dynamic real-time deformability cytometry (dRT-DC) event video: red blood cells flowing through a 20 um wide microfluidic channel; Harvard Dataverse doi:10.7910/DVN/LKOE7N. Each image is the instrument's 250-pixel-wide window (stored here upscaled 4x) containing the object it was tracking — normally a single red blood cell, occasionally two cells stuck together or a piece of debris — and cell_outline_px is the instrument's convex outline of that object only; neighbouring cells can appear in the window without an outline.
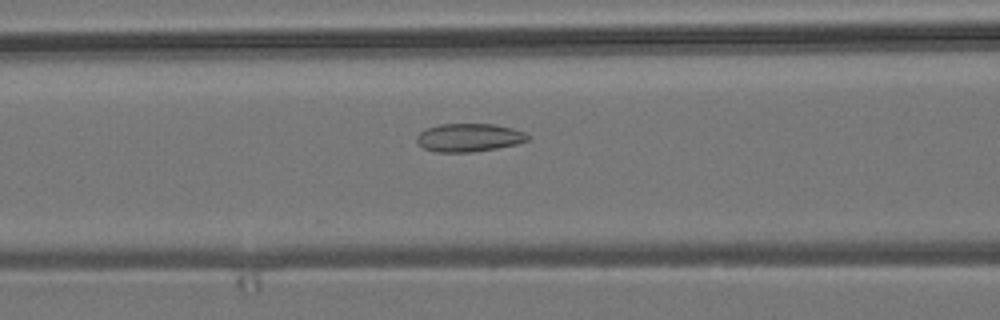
{"species": "common noctule bat (a hibernating species)", "species_latin": "Nyctalus noctula", "temperature_condition": "room temperature", "stored_images_in_passage": 46, "camera_frame_rate_fps": 3000, "um_per_image_px": 0.085, "animal": {"sex": "male", "body_mass_g": 19.2, "forearm_length_mm": 51.8}, "frame": {"image": 1, "passage_image": 14, "time_ms": 4.333, "image_size_px": [1000, 320], "cell_outline_px": [[528, 140], [516, 144], [496, 148], [472, 152], [436, 152], [424, 148], [416, 140], [416, 136], [420, 132], [428, 128], [440, 124], [496, 124], [512, 128], [524, 132], [528, 136]], "centroid_in_image_um": [39.86, 11.69], "position_along_channel_um": 126.7, "area_um2": 18.09}}
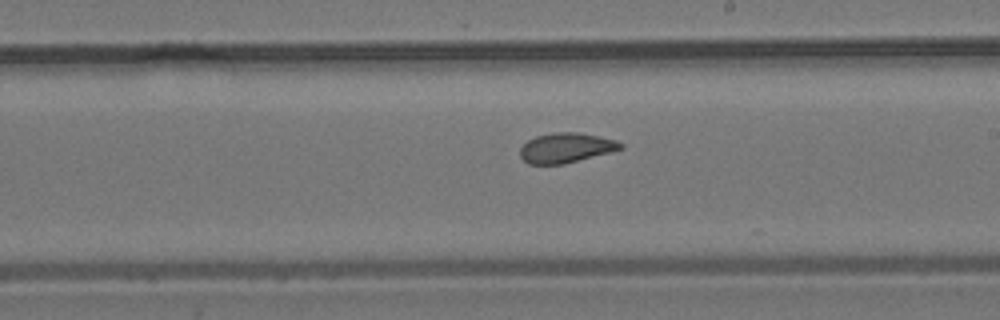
{"frame": {"image": 2, "passage_image": 23, "time_ms": 7.333, "image_size_px": [1000, 320], "cell_outline_px": [[624, 148], [612, 152], [564, 164], [528, 164], [520, 156], [520, 148], [528, 140], [536, 136], [556, 132], [576, 132], [616, 140], [624, 144]], "centroid_in_image_um": [48.12, 12.57], "position_along_channel_um": 240.9, "area_um2": 17.46}}
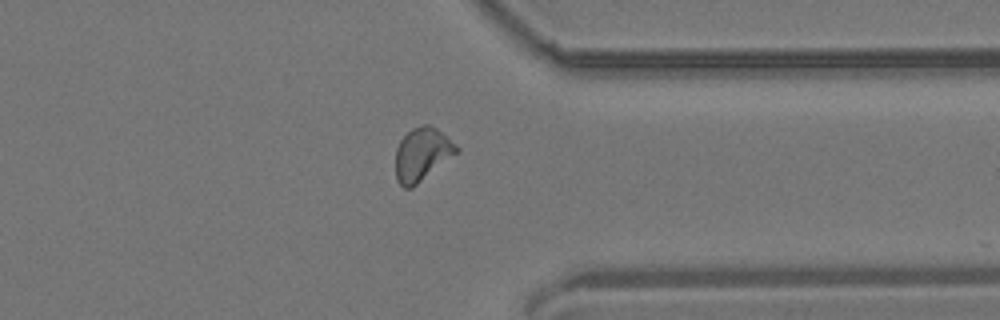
{"frame": {"image": 3, "passage_image": 34, "time_ms": 11.0, "image_size_px": [1000, 320], "cell_outline_px": [[460, 148], [456, 152], [412, 188], [404, 188], [396, 180], [396, 148], [400, 140], [412, 128], [420, 124], [428, 124], [436, 128], [456, 144]], "centroid_in_image_um": [35.84, 13.09], "position_along_channel_um": 375.6, "area_um2": 18.5}, "authors_computed_cell_mechanics": {"area_um2": 17.918, "velocity_mm_per_s": 3.8121, "shape_relaxation_time_tau1_ms": null, "shape_relaxation_time_tau2_ms": 1.8506, "deformation_change_tau1": null, "deformation_change_tau2": 0.0761}}